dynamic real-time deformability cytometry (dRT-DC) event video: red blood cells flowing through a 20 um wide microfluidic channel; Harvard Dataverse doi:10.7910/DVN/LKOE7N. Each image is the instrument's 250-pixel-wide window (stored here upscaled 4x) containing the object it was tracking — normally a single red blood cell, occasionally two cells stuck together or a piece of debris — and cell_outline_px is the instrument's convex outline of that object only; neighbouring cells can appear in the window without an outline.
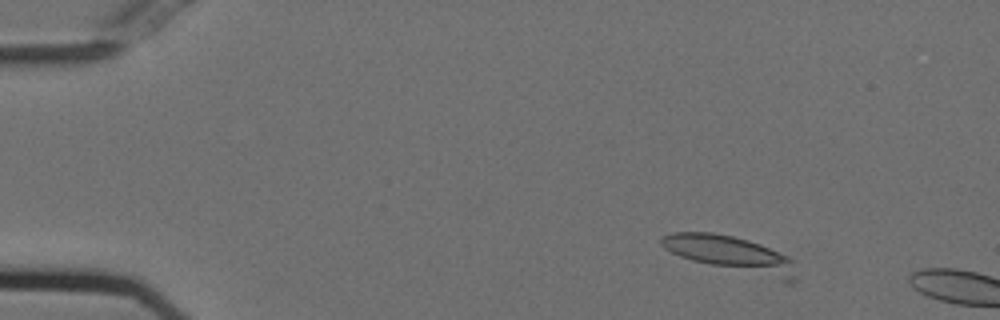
{"species": "Egyptian fruit bat (a non-hibernating species)", "species_latin": "Rousettus aegyptiacus", "temperature_condition": "cold", "stored_images_in_passage": 8, "camera_frame_rate_fps": 3000, "um_per_image_px": 0.085, "animal": {"sex": "female"}, "frame": {"image": 1, "passage_image": 6, "time_ms": 1.667, "image_size_px": [1000, 320], "cell_outline_px": [[796, 280], [792, 284], [784, 284], [692, 260], [680, 256], [664, 248], [660, 240], [664, 236], [672, 232], [712, 232], [732, 236], [748, 240], [760, 244], [788, 256], [792, 260]], "centroid_in_image_um": [62.22, 21.65], "position_along_channel_um": 22.8, "area_um2": 28.32}}